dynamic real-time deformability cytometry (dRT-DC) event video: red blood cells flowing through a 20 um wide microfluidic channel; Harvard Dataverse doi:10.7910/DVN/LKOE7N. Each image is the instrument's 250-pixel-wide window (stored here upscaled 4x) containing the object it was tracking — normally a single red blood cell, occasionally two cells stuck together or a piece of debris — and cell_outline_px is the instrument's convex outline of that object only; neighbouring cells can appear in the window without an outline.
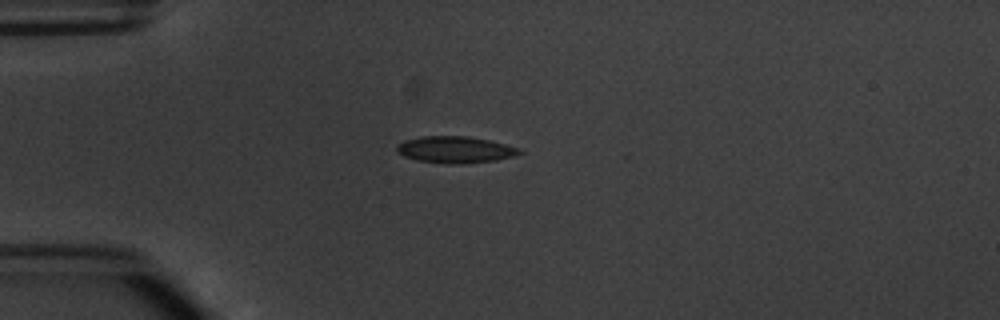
{"species": "common noctule bat (a hibernating species)", "species_latin": "Nyctalus noctula", "temperature_condition": "warm", "stored_images_in_passage": 7, "camera_frame_rate_fps": 3000, "um_per_image_px": 0.085, "animal": {"sex": "male", "body_mass_g": 20.1, "forearm_length_mm": 53.5}, "frame": {"image": 1, "passage_image": 4, "time_ms": 3.333, "image_size_px": [1000, 320], "cell_outline_px": [[524, 152], [512, 156], [496, 160], [460, 164], [448, 164], [416, 160], [404, 156], [396, 152], [396, 144], [404, 140], [420, 136], [468, 136], [488, 140], [520, 148]], "centroid_in_image_um": [38.64, 12.72], "position_along_channel_um": 46.4, "area_um2": 19.13}}
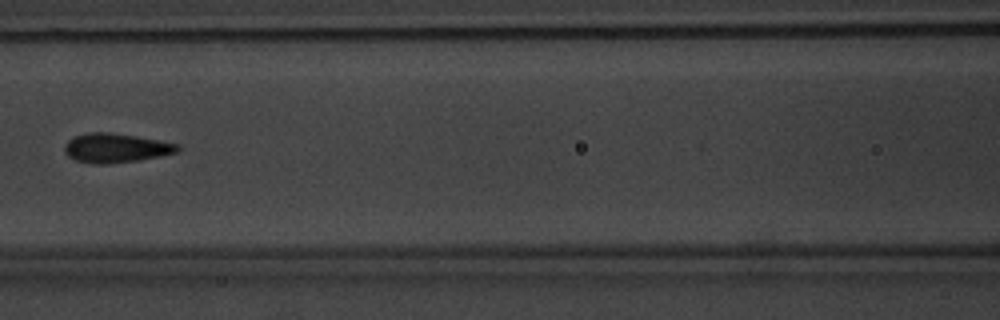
{"frame": {"image": 2, "passage_image": 7, "time_ms": 6.667, "image_size_px": [1000, 320], "cell_outline_px": [[180, 152], [140, 160], [108, 164], [96, 164], [76, 160], [68, 156], [64, 152], [64, 144], [72, 136], [88, 132], [108, 132], [136, 136], [160, 140], [180, 144]], "centroid_in_image_um": [9.85, 12.57], "position_along_channel_um": 156.7, "area_um2": 19.54}}